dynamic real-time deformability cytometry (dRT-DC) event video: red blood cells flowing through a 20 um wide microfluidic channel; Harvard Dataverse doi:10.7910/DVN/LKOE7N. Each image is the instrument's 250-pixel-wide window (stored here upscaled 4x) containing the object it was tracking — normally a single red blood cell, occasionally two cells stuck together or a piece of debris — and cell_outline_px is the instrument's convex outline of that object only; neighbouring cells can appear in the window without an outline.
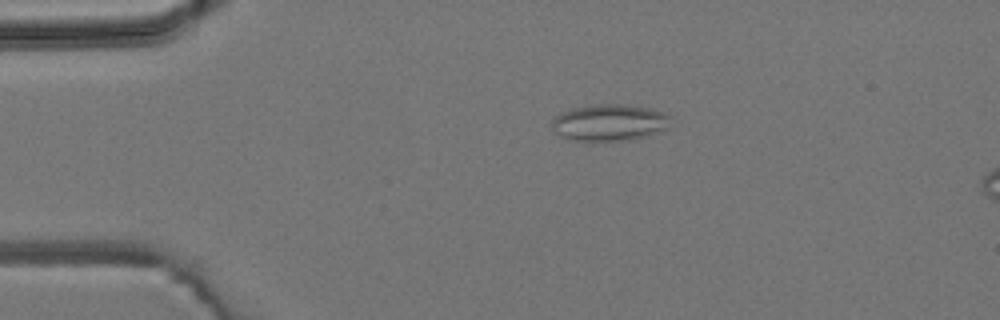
{"species": "common noctule bat (a hibernating species)", "species_latin": "Nyctalus noctula", "temperature_condition": "room temperature", "stored_images_in_passage": 3, "segment_of_instrument_passage": [1, 2], "camera_frame_rate_fps": 3000, "um_per_image_px": 0.085, "animal": {"sex": "male", "body_mass_g": 19.2, "forearm_length_mm": 51.8}, "frame": {"image": 1, "passage_image": 1, "time_ms": 0.0, "image_size_px": [1000, 320], "cell_outline_px": [[672, 116], [668, 128], [656, 132], [628, 140], [592, 144], [568, 140], [552, 132], [552, 116], [576, 108], [600, 104], [620, 104], [652, 108], [664, 112]], "centroid_in_image_um": [51.75, 10.47], "position_along_channel_um": 33.2, "area_um2": 26.13}}